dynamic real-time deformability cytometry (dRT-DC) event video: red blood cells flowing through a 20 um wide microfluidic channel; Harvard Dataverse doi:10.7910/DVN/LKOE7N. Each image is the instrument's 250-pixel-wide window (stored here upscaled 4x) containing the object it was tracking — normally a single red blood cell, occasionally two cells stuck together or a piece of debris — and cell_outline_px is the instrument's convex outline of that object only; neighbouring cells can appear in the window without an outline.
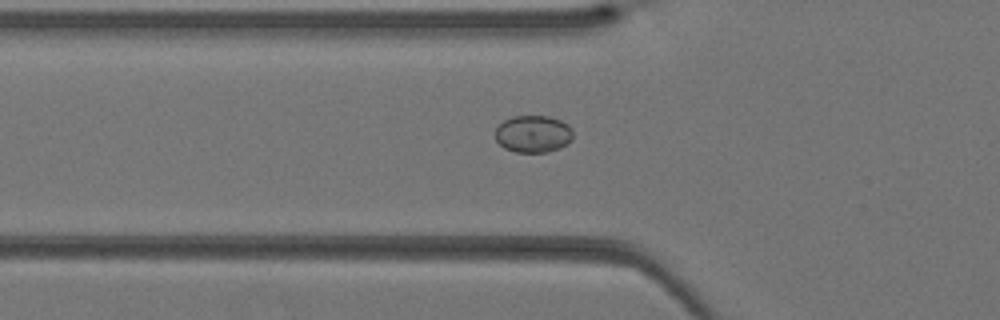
{"species": "Egyptian fruit bat (a non-hibernating species)", "species_latin": "Rousettus aegyptiacus", "temperature_condition": "warm", "stored_images_in_passage": 28, "camera_frame_rate_fps": 3000, "um_per_image_px": 0.085, "animal": {"sex": "female"}, "frame": {"image": 1, "passage_image": 2, "time_ms": 0.333, "image_size_px": [1000, 320], "cell_outline_px": [[572, 140], [568, 144], [560, 148], [548, 152], [516, 152], [504, 148], [496, 140], [496, 128], [504, 120], [512, 116], [548, 116], [560, 120], [568, 124], [572, 128]], "centroid_in_image_um": [45.34, 11.39], "position_along_channel_um": 80.5, "area_um2": 16.94}}
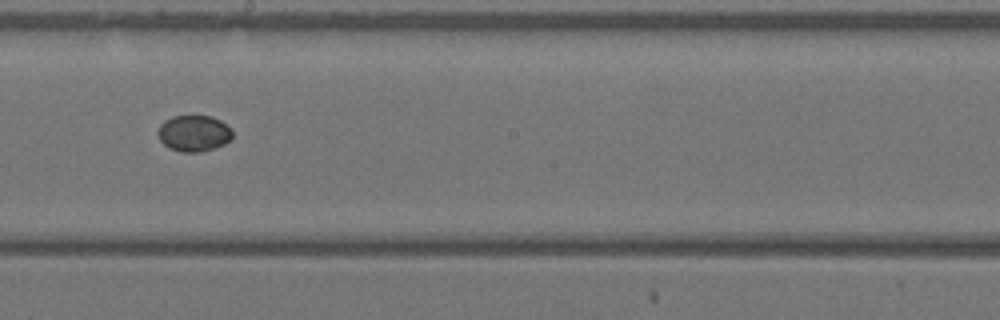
{"frame": {"image": 2, "passage_image": 11, "time_ms": 3.333, "image_size_px": [1000, 320], "cell_outline_px": [[232, 136], [224, 144], [200, 152], [180, 152], [168, 148], [160, 140], [156, 132], [160, 124], [164, 120], [172, 116], [212, 116], [220, 120], [232, 128]], "centroid_in_image_um": [16.44, 11.32], "position_along_channel_um": 231.8, "area_um2": 15.84}}
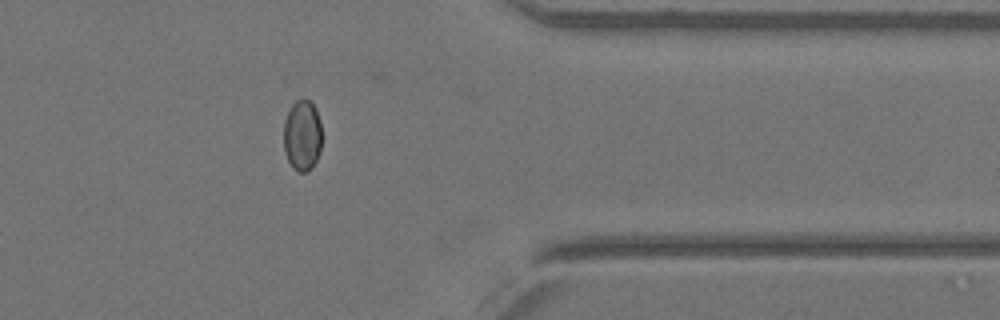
{"frame": {"image": 3, "passage_image": 21, "time_ms": 6.667, "image_size_px": [1000, 320], "cell_outline_px": [[320, 152], [312, 168], [304, 172], [300, 172], [292, 168], [284, 152], [284, 120], [292, 104], [296, 100], [308, 100], [316, 108], [320, 120]], "centroid_in_image_um": [25.68, 11.52], "position_along_channel_um": 385.7, "area_um2": 15.72}}